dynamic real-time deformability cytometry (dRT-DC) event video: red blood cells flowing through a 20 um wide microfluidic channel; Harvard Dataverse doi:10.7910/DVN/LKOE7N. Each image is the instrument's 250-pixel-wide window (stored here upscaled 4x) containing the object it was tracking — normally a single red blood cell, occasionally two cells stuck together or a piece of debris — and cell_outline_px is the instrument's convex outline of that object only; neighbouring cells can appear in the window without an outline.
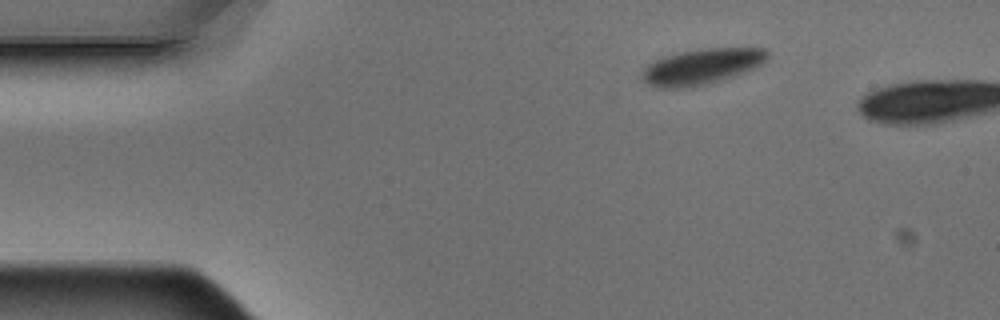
{"species": "Egyptian fruit bat (a non-hibernating species)", "species_latin": "Rousettus aegyptiacus", "temperature_condition": "warm", "stored_images_in_passage": 2, "camera_frame_rate_fps": 3000, "um_per_image_px": 0.085, "animal": {"sex": "male"}, "frame": {"image": 1, "passage_image": 1, "time_ms": 0.0, "image_size_px": [1000, 320], "cell_outline_px": [[768, 56], [760, 64], [752, 68], [732, 76], [720, 80], [688, 88], [656, 88], [648, 84], [640, 76], [644, 68], [648, 64], [664, 56], [680, 52], [700, 48], [764, 48], [768, 52]], "centroid_in_image_um": [59.58, 5.65], "position_along_channel_um": 25.4, "area_um2": 25.78}}